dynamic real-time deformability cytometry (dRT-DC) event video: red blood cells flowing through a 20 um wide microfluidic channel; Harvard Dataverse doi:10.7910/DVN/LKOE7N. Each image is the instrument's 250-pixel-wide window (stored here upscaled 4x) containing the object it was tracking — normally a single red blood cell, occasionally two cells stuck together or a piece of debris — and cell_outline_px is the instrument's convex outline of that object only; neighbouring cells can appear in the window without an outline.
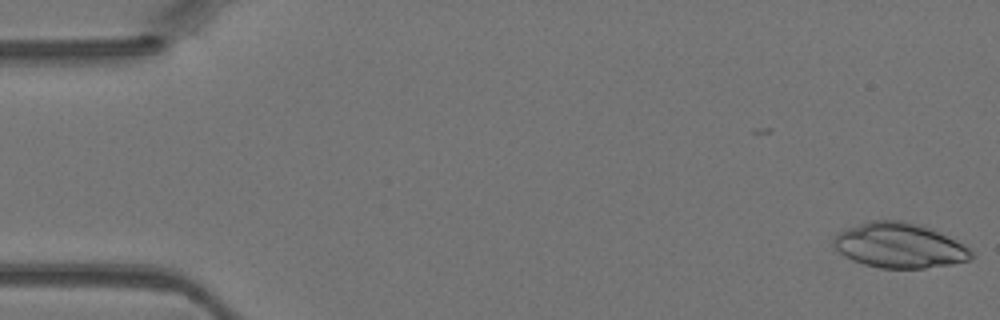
{"species": "Egyptian fruit bat (a non-hibernating species)", "species_latin": "Rousettus aegyptiacus", "temperature_condition": "warm", "stored_images_in_passage": 45, "camera_frame_rate_fps": 3000, "um_per_image_px": 0.085, "animal": {"sex": "female"}, "frame": {"image": 1, "passage_image": 1, "time_ms": 0.0, "image_size_px": [1000, 320], "cell_outline_px": [[972, 260], [952, 264], [924, 268], [880, 268], [864, 264], [852, 260], [840, 252], [832, 244], [832, 240], [840, 232], [848, 228], [868, 220], [904, 220], [940, 232], [956, 240], [968, 248], [972, 252]], "centroid_in_image_um": [76.45, 20.87], "position_along_channel_um": 8.5, "area_um2": 35.89}}
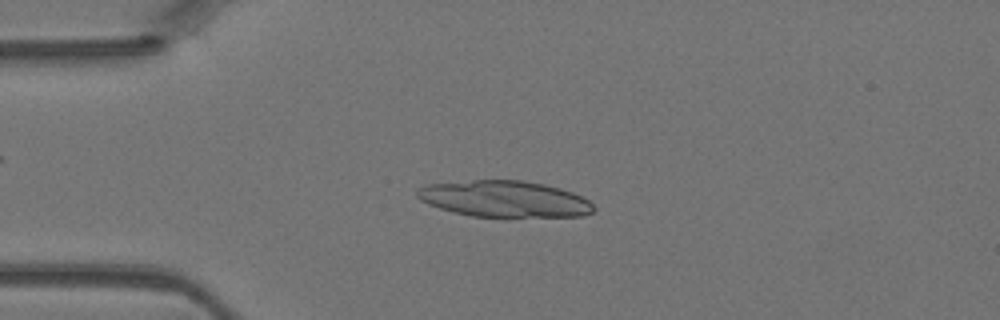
{"frame": {"image": 2, "passage_image": 11, "time_ms": 3.333, "image_size_px": [1000, 320], "cell_outline_px": [[596, 208], [592, 212], [584, 216], [472, 216], [452, 212], [428, 204], [420, 200], [416, 196], [416, 192], [424, 184], [472, 180], [520, 180], [544, 184], [560, 188], [572, 192], [588, 200]], "centroid_in_image_um": [42.85, 16.9], "position_along_channel_um": 42.2, "area_um2": 37.22}}